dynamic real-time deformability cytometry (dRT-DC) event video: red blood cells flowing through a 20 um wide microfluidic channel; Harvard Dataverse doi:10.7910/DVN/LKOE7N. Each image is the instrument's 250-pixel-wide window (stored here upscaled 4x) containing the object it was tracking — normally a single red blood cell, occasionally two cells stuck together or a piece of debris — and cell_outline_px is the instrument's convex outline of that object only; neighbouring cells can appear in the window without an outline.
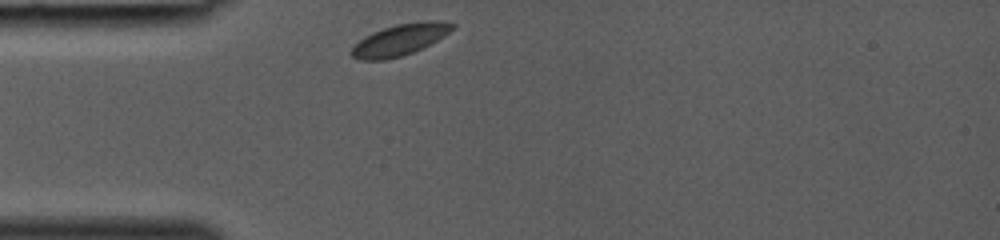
{"species": "common noctule bat (a hibernating species)", "species_latin": "Nyctalus noctula", "temperature_condition": "room temperature", "stored_images_in_passage": 25, "camera_frame_rate_fps": 3000, "um_per_image_px": 0.085, "animal": {"sex": "female", "body_mass_g": 19.0, "forearm_length_mm": 53.3}, "frame": {"image": 1, "passage_image": 1, "time_ms": 0.0, "image_size_px": [1000, 240], "cell_outline_px": [[456, 28], [444, 36], [412, 52], [400, 56], [384, 60], [360, 60], [352, 56], [348, 52], [364, 36], [372, 32], [396, 24], [424, 20], [440, 20], [456, 24]], "centroid_in_image_um": [34.0, 3.36], "position_along_channel_um": 51.0, "area_um2": 18.44}}
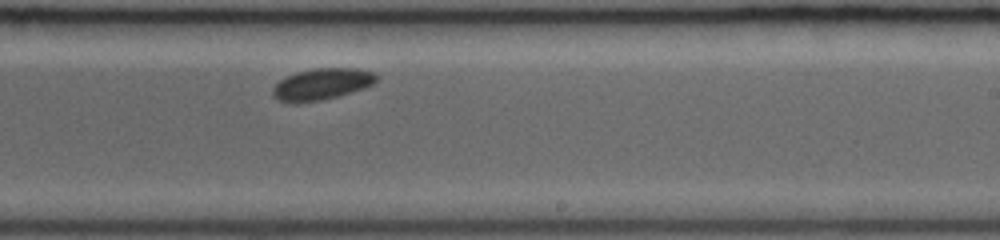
{"frame": {"image": 2, "passage_image": 15, "time_ms": 4.667, "image_size_px": [1000, 240], "cell_outline_px": [[376, 80], [372, 84], [364, 88], [336, 96], [320, 100], [296, 104], [276, 100], [272, 96], [272, 88], [280, 80], [296, 72], [312, 68], [356, 68], [372, 72], [376, 76]], "centroid_in_image_um": [27.28, 7.16], "position_along_channel_um": 261.7, "area_um2": 18.96}}
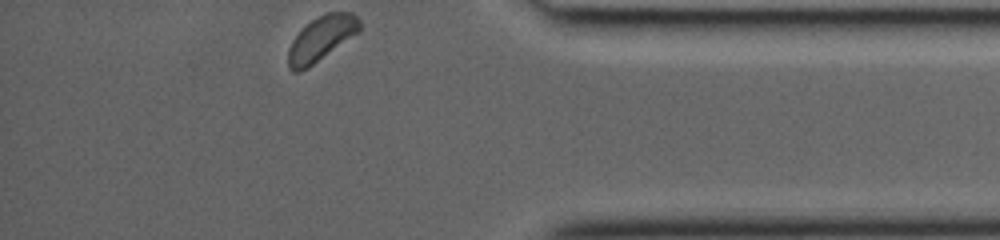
{"frame": {"image": 3, "passage_image": 25, "time_ms": 8.0, "image_size_px": [1000, 240], "cell_outline_px": [[360, 32], [308, 68], [300, 72], [292, 72], [288, 68], [288, 48], [292, 40], [312, 20], [328, 12], [352, 12], [360, 20]], "centroid_in_image_um": [27.32, 3.31], "position_along_channel_um": 407.9, "area_um2": 18.55}}